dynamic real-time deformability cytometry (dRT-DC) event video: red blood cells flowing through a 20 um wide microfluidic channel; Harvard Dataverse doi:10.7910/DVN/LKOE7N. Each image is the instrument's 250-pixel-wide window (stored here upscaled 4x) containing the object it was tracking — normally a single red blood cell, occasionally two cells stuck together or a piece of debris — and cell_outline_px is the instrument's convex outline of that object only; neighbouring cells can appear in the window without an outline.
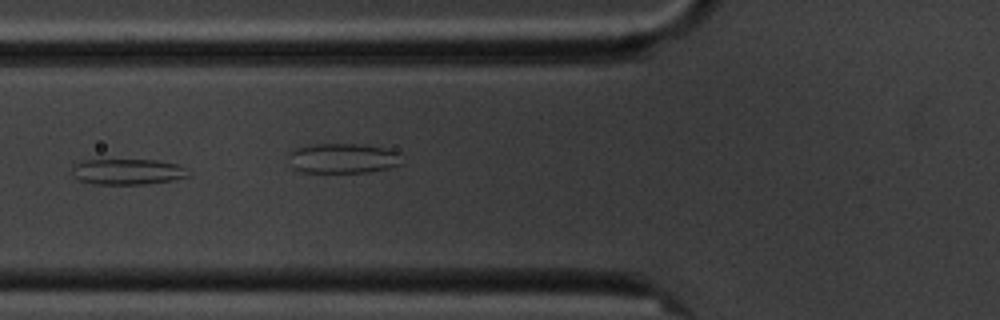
{"species": "common noctule bat (a hibernating species)", "species_latin": "Nyctalus noctula", "temperature_condition": "cold", "stored_images_in_passage": 9, "camera_frame_rate_fps": 3000, "um_per_image_px": 0.085, "animal": {"sex": "male", "body_mass_g": 20.1, "forearm_length_mm": 53.5}, "frame": {"image": 1, "passage_image": 7, "time_ms": 7.0, "image_size_px": [1000, 320], "cell_outline_px": [[192, 176], [172, 180], [148, 184], [96, 184], [80, 180], [72, 176], [72, 168], [76, 164], [84, 160], [156, 160], [176, 164], [192, 172]], "centroid_in_image_um": [10.89, 14.6], "position_along_channel_um": 114.9, "area_um2": 17.51}}